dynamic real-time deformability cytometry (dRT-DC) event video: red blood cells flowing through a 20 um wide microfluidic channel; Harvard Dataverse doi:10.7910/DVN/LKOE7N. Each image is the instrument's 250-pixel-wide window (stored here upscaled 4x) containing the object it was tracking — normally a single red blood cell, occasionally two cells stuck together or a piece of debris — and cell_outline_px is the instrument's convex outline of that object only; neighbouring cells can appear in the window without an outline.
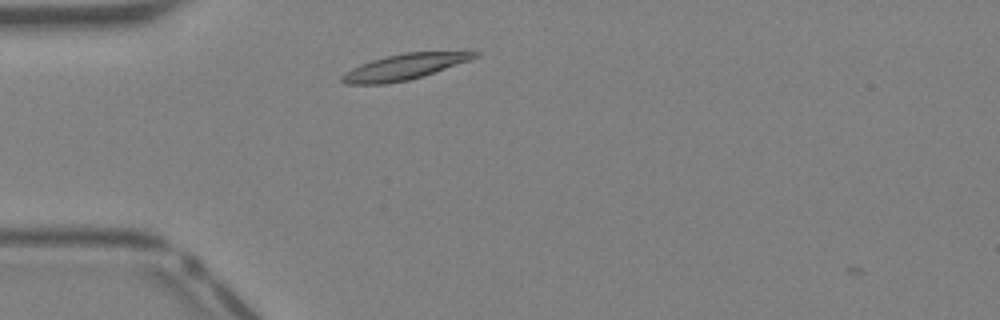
{"species": "Egyptian fruit bat (a non-hibernating species)", "species_latin": "Rousettus aegyptiacus", "temperature_condition": "warm", "stored_images_in_passage": 2, "camera_frame_rate_fps": 3000, "um_per_image_px": 0.085, "animal": {"sex": "female"}, "frame": {"image": 1, "passage_image": 1, "time_ms": 0.0, "image_size_px": [1000, 320], "cell_outline_px": [[480, 56], [408, 80], [384, 84], [348, 84], [340, 80], [340, 76], [344, 72], [360, 64], [372, 60], [404, 52], [480, 52]], "centroid_in_image_um": [34.27, 5.69], "position_along_channel_um": 50.7, "area_um2": 19.31}}